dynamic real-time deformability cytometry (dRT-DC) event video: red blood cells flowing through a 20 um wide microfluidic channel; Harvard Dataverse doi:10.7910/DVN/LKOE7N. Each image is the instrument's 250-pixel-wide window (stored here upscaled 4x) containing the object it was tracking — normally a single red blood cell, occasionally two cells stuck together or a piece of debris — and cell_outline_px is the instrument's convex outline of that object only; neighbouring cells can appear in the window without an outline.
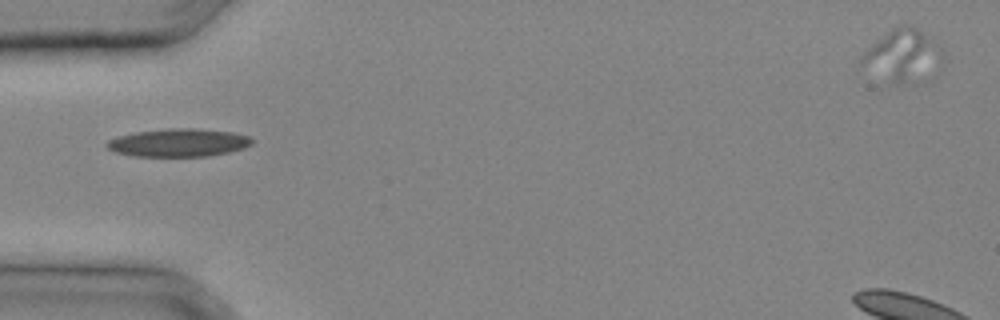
{"species": "common noctule bat (a hibernating species)", "species_latin": "Nyctalus noctula", "temperature_condition": "cold", "stored_images_in_passage": 19, "camera_frame_rate_fps": 3000, "um_per_image_px": 0.085, "animal": {"sex": "male", "body_mass_g": 20.4}, "frame": {"image": 1, "passage_image": 1, "time_ms": 0.0, "image_size_px": [1000, 320], "cell_outline_px": [[256, 140], [252, 144], [244, 148], [228, 152], [208, 156], [132, 156], [116, 152], [108, 148], [104, 144], [108, 140], [116, 136], [136, 132], [180, 128], [192, 128], [232, 132], [252, 136]], "centroid_in_image_um": [15.21, 12.13], "position_along_channel_um": 69.8, "area_um2": 23.7}}
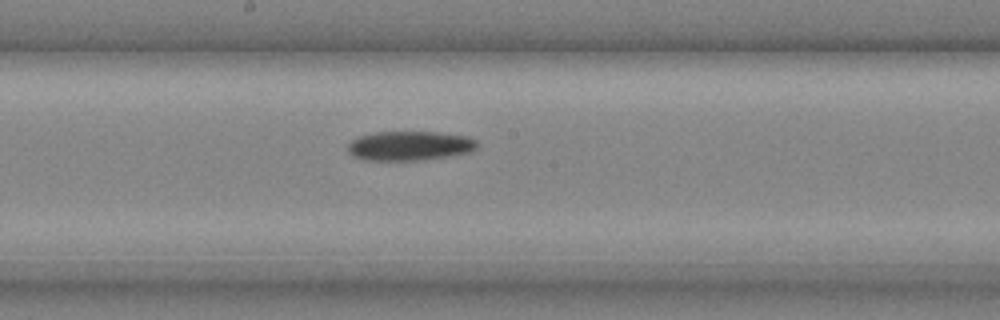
{"frame": {"image": 2, "passage_image": 8, "time_ms": 2.333, "image_size_px": [1000, 320], "cell_outline_px": [[476, 148], [472, 152], [424, 160], [364, 160], [352, 156], [348, 152], [348, 144], [352, 140], [360, 136], [376, 132], [436, 132], [468, 136], [476, 140]], "centroid_in_image_um": [34.82, 12.4], "position_along_channel_um": 213.4, "area_um2": 22.2}}
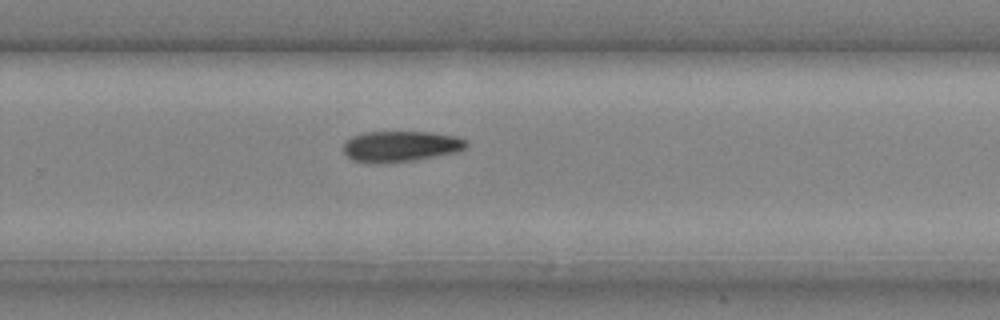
{"frame": {"image": 3, "passage_image": 12, "time_ms": 3.667, "image_size_px": [1000, 320], "cell_outline_px": [[468, 144], [460, 152], [388, 164], [384, 164], [352, 160], [344, 152], [344, 144], [352, 136], [364, 132], [428, 132], [456, 136], [468, 140]], "centroid_in_image_um": [34.09, 12.44], "position_along_channel_um": 295.7, "area_um2": 22.14}}